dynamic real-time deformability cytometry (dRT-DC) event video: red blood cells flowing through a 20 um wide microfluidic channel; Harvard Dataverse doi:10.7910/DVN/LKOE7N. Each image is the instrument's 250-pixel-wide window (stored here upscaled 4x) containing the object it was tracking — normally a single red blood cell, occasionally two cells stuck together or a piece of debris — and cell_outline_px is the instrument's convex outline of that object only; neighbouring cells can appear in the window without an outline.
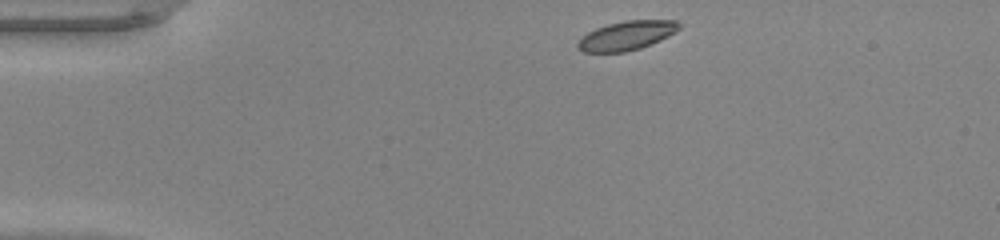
{"species": "common noctule bat (a hibernating species)", "species_latin": "Nyctalus noctula", "temperature_condition": "warm", "stored_images_in_passage": 40, "camera_frame_rate_fps": 3000, "um_per_image_px": 0.085, "animal": {"sex": "male", "body_mass_g": 20.0, "forearm_length_mm": 53.3}, "frame": {"image": 1, "passage_image": 1, "time_ms": 0.0, "image_size_px": [1000, 240], "cell_outline_px": [[676, 28], [672, 32], [648, 44], [636, 48], [620, 52], [588, 52], [580, 48], [580, 40], [584, 36], [600, 28], [612, 24], [632, 20], [672, 20], [676, 24]], "centroid_in_image_um": [53.23, 3.02], "position_along_channel_um": 31.8, "area_um2": 15.49}}
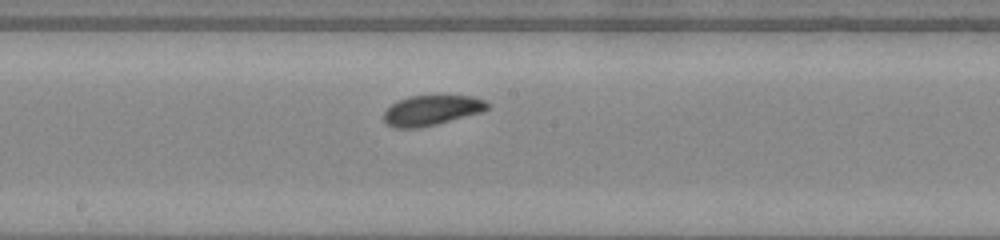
{"frame": {"image": 2, "passage_image": 18, "time_ms": 5.667, "image_size_px": [1000, 240], "cell_outline_px": [[484, 108], [472, 112], [444, 120], [428, 124], [392, 124], [384, 116], [388, 108], [404, 100], [420, 96], [460, 96], [480, 100], [484, 104]], "centroid_in_image_um": [36.65, 9.3], "position_along_channel_um": 211.5, "area_um2": 14.85}}
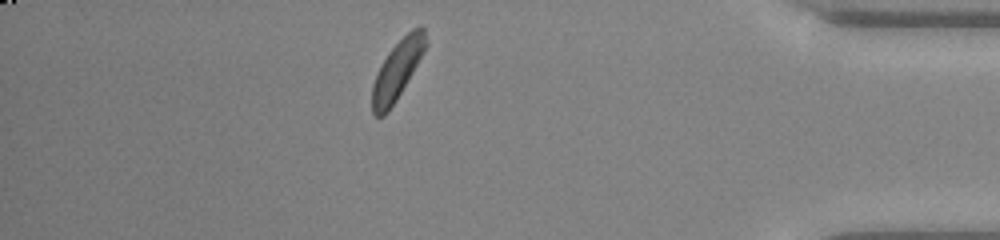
{"frame": {"image": 3, "passage_image": 34, "time_ms": 11.0, "image_size_px": [1000, 240], "cell_outline_px": [[424, 48], [400, 92], [392, 104], [380, 116], [376, 116], [372, 112], [372, 88], [376, 76], [384, 60], [392, 48], [408, 32], [416, 28], [420, 28], [424, 44]], "centroid_in_image_um": [33.67, 6.02], "position_along_channel_um": 401.5, "area_um2": 16.36}, "authors_computed_cell_mechanics": {"area_um2": 15.7794, "velocity_mm_per_s": 4.2512, "shape_relaxation_time_tau1_ms": 2.752, "shape_relaxation_time_tau2_ms": null, "deformation_change_tau1": 0.0734, "deformation_change_tau2": null}}